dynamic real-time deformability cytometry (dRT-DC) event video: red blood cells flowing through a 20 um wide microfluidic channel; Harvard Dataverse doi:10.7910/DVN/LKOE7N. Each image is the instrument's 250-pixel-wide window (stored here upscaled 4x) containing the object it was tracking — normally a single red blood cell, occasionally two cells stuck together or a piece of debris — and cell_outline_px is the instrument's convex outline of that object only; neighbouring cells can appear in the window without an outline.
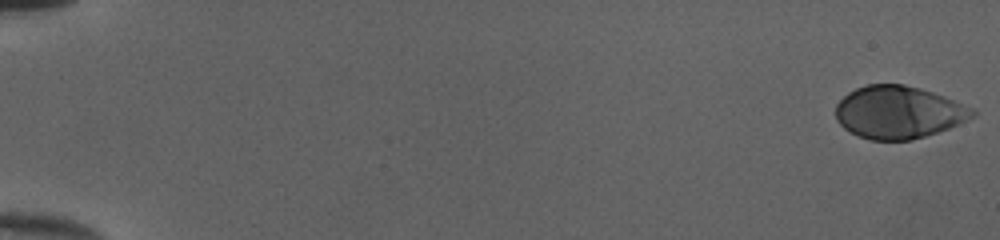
{"species": "human", "species_latin": "Homo sapiens", "temperature_condition": "cold", "stored_images_in_passage": 52, "camera_frame_rate_fps": 3000, "um_per_image_px": 0.085, "donor": {"sex": "female"}, "frame": {"image": 1, "passage_image": 1, "time_ms": 0.0, "image_size_px": [1000, 240], "cell_outline_px": [[976, 116], [948, 128], [912, 140], [872, 140], [860, 136], [844, 128], [836, 120], [836, 104], [848, 92], [864, 84], [904, 84], [920, 88], [944, 96], [972, 108], [976, 112]], "centroid_in_image_um": [76.36, 9.53], "position_along_channel_um": 8.6, "area_um2": 41.73}}
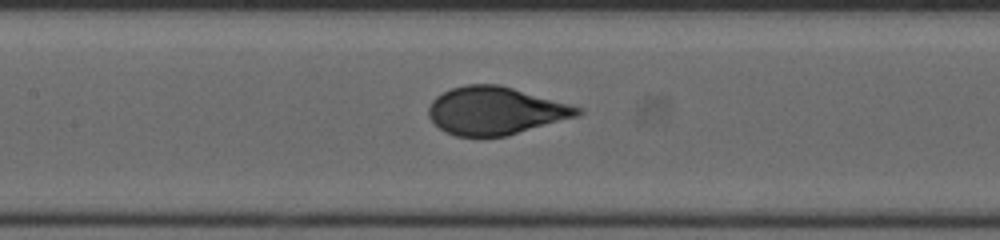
{"frame": {"image": 2, "passage_image": 27, "time_ms": 8.667, "image_size_px": [1000, 240], "cell_outline_px": [[584, 112], [576, 116], [508, 136], [456, 136], [444, 132], [428, 116], [428, 108], [432, 100], [436, 96], [452, 88], [464, 84], [496, 84], [512, 88], [584, 108]], "centroid_in_image_um": [42.09, 9.42], "position_along_channel_um": 165.3, "area_um2": 41.27}}
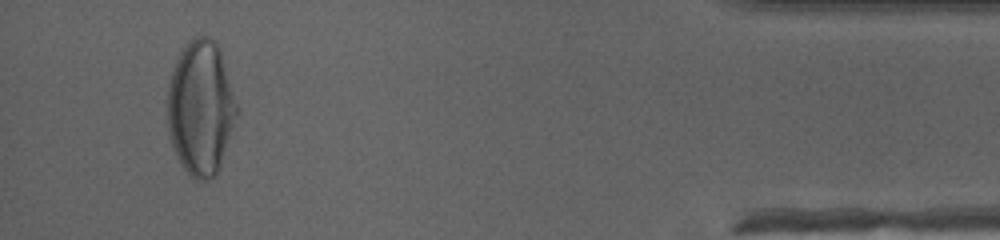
{"frame": {"image": 3, "passage_image": 50, "time_ms": 16.333, "image_size_px": [1000, 240], "cell_outline_px": [[240, 108], [216, 176], [208, 180], [196, 180], [180, 164], [176, 156], [168, 136], [168, 84], [176, 60], [184, 48], [196, 36], [208, 36], [220, 48]], "centroid_in_image_um": [17.08, 9.19], "position_along_channel_um": 418.1, "area_um2": 54.51}}